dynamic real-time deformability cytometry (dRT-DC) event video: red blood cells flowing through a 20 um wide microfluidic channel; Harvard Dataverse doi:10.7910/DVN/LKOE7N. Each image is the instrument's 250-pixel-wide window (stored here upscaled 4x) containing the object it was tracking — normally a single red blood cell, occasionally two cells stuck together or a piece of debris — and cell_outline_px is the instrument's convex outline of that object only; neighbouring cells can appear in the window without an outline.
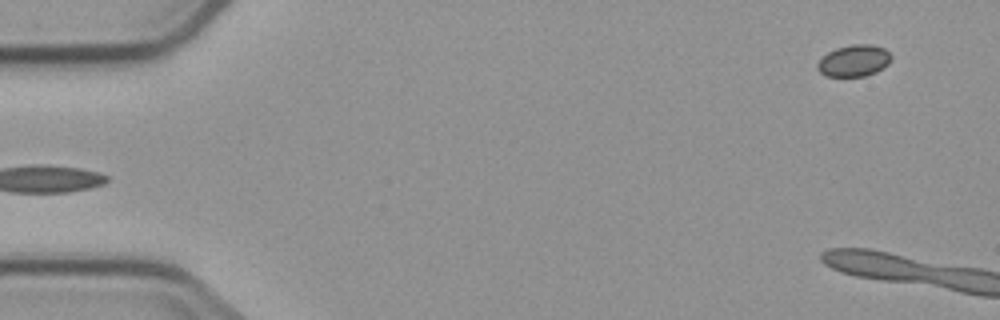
{"species": "common noctule bat (a hibernating species)", "species_latin": "Nyctalus noctula", "temperature_condition": "cold", "stored_images_in_passage": 4, "camera_frame_rate_fps": 3000, "um_per_image_px": 0.085, "animal": {"sex": "male", "body_mass_g": 23.1, "forearm_length_mm": 52.7}, "frame": {"image": 1, "passage_image": 4, "time_ms": 4.333, "image_size_px": [1000, 320], "cell_outline_px": [[892, 56], [888, 64], [884, 68], [876, 72], [864, 76], [824, 76], [816, 68], [816, 64], [828, 52], [836, 48], [852, 44], [872, 44], [884, 48]], "centroid_in_image_um": [72.59, 5.16], "position_along_channel_um": 12.4, "area_um2": 13.64}}